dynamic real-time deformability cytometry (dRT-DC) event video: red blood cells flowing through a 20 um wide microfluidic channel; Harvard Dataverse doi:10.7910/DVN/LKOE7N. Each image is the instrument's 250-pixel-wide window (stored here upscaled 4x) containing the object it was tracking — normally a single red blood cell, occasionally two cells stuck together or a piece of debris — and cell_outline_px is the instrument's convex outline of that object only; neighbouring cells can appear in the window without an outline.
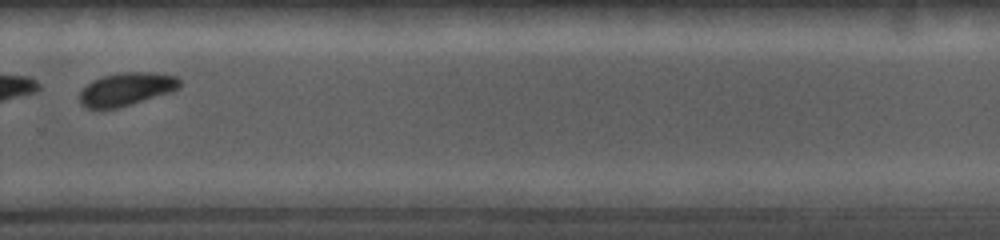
{"species": "common noctule bat (a hibernating species)", "species_latin": "Nyctalus noctula", "temperature_condition": "cold", "stored_images_in_passage": 9, "camera_frame_rate_fps": 5000, "um_per_image_px": 0.085, "animal": {"sex": "female", "body_mass_g": 19.0, "forearm_length_mm": 56.7}, "frame": {"image": 1, "passage_image": 7, "time_ms": 6.8, "image_size_px": [1000, 240], "cell_outline_px": [[180, 88], [172, 92], [116, 108], [84, 108], [80, 104], [80, 92], [92, 80], [104, 76], [120, 72], [156, 72], [176, 76], [180, 80]], "centroid_in_image_um": [10.77, 7.56], "position_along_channel_um": 319.0, "area_um2": 19.25}}
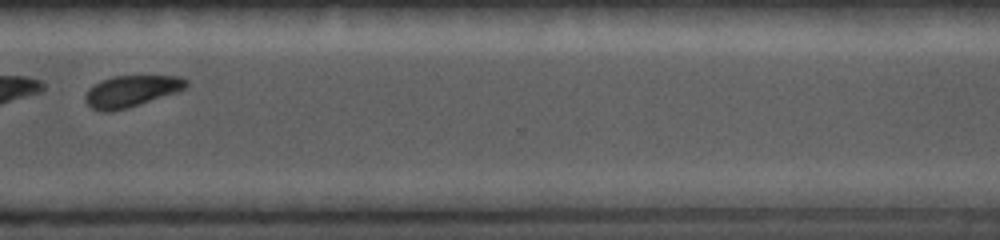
{"frame": {"image": 2, "passage_image": 8, "time_ms": 7.8, "image_size_px": [1000, 240], "cell_outline_px": [[188, 84], [184, 88], [176, 92], [128, 108], [112, 112], [104, 112], [92, 108], [84, 100], [84, 96], [88, 88], [100, 80], [112, 76], [180, 76], [188, 80]], "centroid_in_image_um": [11.12, 7.75], "position_along_channel_um": 359.5, "area_um2": 18.55}}